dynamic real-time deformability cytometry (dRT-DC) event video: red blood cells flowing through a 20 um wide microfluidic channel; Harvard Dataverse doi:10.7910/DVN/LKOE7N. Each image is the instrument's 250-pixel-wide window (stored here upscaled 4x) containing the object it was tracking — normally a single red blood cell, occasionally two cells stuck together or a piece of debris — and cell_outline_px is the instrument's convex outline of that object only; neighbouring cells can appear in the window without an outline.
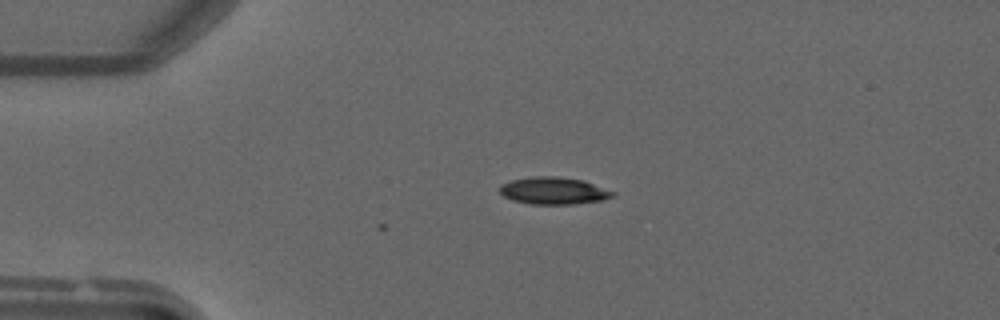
{"species": "common noctule bat (a hibernating species)", "species_latin": "Nyctalus noctula", "temperature_condition": "warm", "stored_images_in_passage": 11, "camera_frame_rate_fps": 3000, "um_per_image_px": 0.085, "animal": {"sex": "male", "forearm_length_mm": 52.5}, "frame": {"image": 1, "passage_image": 1, "time_ms": 0.0, "image_size_px": [1000, 320], "cell_outline_px": [[616, 196], [604, 200], [572, 204], [528, 204], [512, 200], [504, 196], [500, 192], [500, 184], [512, 180], [532, 176], [556, 176], [584, 180], [616, 192]], "centroid_in_image_um": [47.09, 16.21], "position_along_channel_um": 37.9, "area_um2": 18.09}}
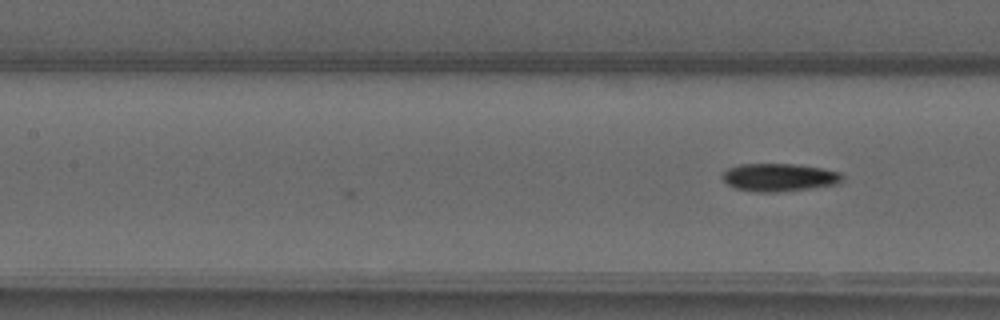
{"frame": {"image": 2, "passage_image": 11, "time_ms": 3.333, "image_size_px": [1000, 320], "cell_outline_px": [[844, 180], [840, 184], [776, 192], [756, 192], [736, 188], [728, 184], [720, 176], [728, 168], [740, 164], [792, 164], [824, 168], [840, 172], [844, 176]], "centroid_in_image_um": [66.26, 15.07], "position_along_channel_um": 141.1, "area_um2": 19.54}}